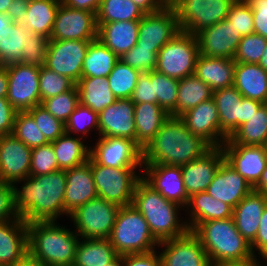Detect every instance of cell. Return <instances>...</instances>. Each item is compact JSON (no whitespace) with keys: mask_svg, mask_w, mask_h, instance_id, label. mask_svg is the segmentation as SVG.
Instances as JSON below:
<instances>
[{"mask_svg":"<svg viewBox=\"0 0 267 266\" xmlns=\"http://www.w3.org/2000/svg\"><path fill=\"white\" fill-rule=\"evenodd\" d=\"M21 188L16 184L22 183ZM14 209L26 223L57 221L64 215L66 175L56 170L46 175L28 176L13 185Z\"/></svg>","mask_w":267,"mask_h":266,"instance_id":"obj_1","label":"cell"},{"mask_svg":"<svg viewBox=\"0 0 267 266\" xmlns=\"http://www.w3.org/2000/svg\"><path fill=\"white\" fill-rule=\"evenodd\" d=\"M210 148L201 137L192 134L179 117L169 116L142 149V164L183 166Z\"/></svg>","mask_w":267,"mask_h":266,"instance_id":"obj_2","label":"cell"},{"mask_svg":"<svg viewBox=\"0 0 267 266\" xmlns=\"http://www.w3.org/2000/svg\"><path fill=\"white\" fill-rule=\"evenodd\" d=\"M57 223H27L28 255L45 266H72L80 237L75 230Z\"/></svg>","mask_w":267,"mask_h":266,"instance_id":"obj_3","label":"cell"},{"mask_svg":"<svg viewBox=\"0 0 267 266\" xmlns=\"http://www.w3.org/2000/svg\"><path fill=\"white\" fill-rule=\"evenodd\" d=\"M132 205L142 214L154 238L160 243L179 238L190 230L186 221L179 216L181 209L177 203L167 200L141 178L134 191Z\"/></svg>","mask_w":267,"mask_h":266,"instance_id":"obj_4","label":"cell"},{"mask_svg":"<svg viewBox=\"0 0 267 266\" xmlns=\"http://www.w3.org/2000/svg\"><path fill=\"white\" fill-rule=\"evenodd\" d=\"M192 233L200 240L211 263L254 258L250 243L237 230L233 218L202 222Z\"/></svg>","mask_w":267,"mask_h":266,"instance_id":"obj_5","label":"cell"},{"mask_svg":"<svg viewBox=\"0 0 267 266\" xmlns=\"http://www.w3.org/2000/svg\"><path fill=\"white\" fill-rule=\"evenodd\" d=\"M109 240L118 256L151 252L159 245L147 221L132 204L118 210Z\"/></svg>","mask_w":267,"mask_h":266,"instance_id":"obj_6","label":"cell"},{"mask_svg":"<svg viewBox=\"0 0 267 266\" xmlns=\"http://www.w3.org/2000/svg\"><path fill=\"white\" fill-rule=\"evenodd\" d=\"M136 168H111L97 164L91 158V169L97 196L120 207L132 204L135 187L142 178Z\"/></svg>","mask_w":267,"mask_h":266,"instance_id":"obj_7","label":"cell"},{"mask_svg":"<svg viewBox=\"0 0 267 266\" xmlns=\"http://www.w3.org/2000/svg\"><path fill=\"white\" fill-rule=\"evenodd\" d=\"M198 56L196 35L180 30L158 51L155 70L180 80L194 74Z\"/></svg>","mask_w":267,"mask_h":266,"instance_id":"obj_8","label":"cell"},{"mask_svg":"<svg viewBox=\"0 0 267 266\" xmlns=\"http://www.w3.org/2000/svg\"><path fill=\"white\" fill-rule=\"evenodd\" d=\"M235 0H172L180 30L196 35L227 18Z\"/></svg>","mask_w":267,"mask_h":266,"instance_id":"obj_9","label":"cell"},{"mask_svg":"<svg viewBox=\"0 0 267 266\" xmlns=\"http://www.w3.org/2000/svg\"><path fill=\"white\" fill-rule=\"evenodd\" d=\"M119 209L120 206L97 197L77 207L68 217L80 238L109 239Z\"/></svg>","mask_w":267,"mask_h":266,"instance_id":"obj_10","label":"cell"},{"mask_svg":"<svg viewBox=\"0 0 267 266\" xmlns=\"http://www.w3.org/2000/svg\"><path fill=\"white\" fill-rule=\"evenodd\" d=\"M40 67L22 63L7 66V100L17 112H25L41 104L39 89Z\"/></svg>","mask_w":267,"mask_h":266,"instance_id":"obj_11","label":"cell"},{"mask_svg":"<svg viewBox=\"0 0 267 266\" xmlns=\"http://www.w3.org/2000/svg\"><path fill=\"white\" fill-rule=\"evenodd\" d=\"M90 42L85 40H49L44 66L77 83L82 78V67Z\"/></svg>","mask_w":267,"mask_h":266,"instance_id":"obj_12","label":"cell"},{"mask_svg":"<svg viewBox=\"0 0 267 266\" xmlns=\"http://www.w3.org/2000/svg\"><path fill=\"white\" fill-rule=\"evenodd\" d=\"M96 14L73 9L61 3L57 9L49 40H85L97 38Z\"/></svg>","mask_w":267,"mask_h":266,"instance_id":"obj_13","label":"cell"},{"mask_svg":"<svg viewBox=\"0 0 267 266\" xmlns=\"http://www.w3.org/2000/svg\"><path fill=\"white\" fill-rule=\"evenodd\" d=\"M90 157L111 168L143 167L142 149L127 138L99 137L95 146H90Z\"/></svg>","mask_w":267,"mask_h":266,"instance_id":"obj_14","label":"cell"},{"mask_svg":"<svg viewBox=\"0 0 267 266\" xmlns=\"http://www.w3.org/2000/svg\"><path fill=\"white\" fill-rule=\"evenodd\" d=\"M179 31L176 13L169 4L160 11L145 14L140 19L137 45L160 50Z\"/></svg>","mask_w":267,"mask_h":266,"instance_id":"obj_15","label":"cell"},{"mask_svg":"<svg viewBox=\"0 0 267 266\" xmlns=\"http://www.w3.org/2000/svg\"><path fill=\"white\" fill-rule=\"evenodd\" d=\"M32 149L13 134L0 137V180L13 185L30 176Z\"/></svg>","mask_w":267,"mask_h":266,"instance_id":"obj_16","label":"cell"},{"mask_svg":"<svg viewBox=\"0 0 267 266\" xmlns=\"http://www.w3.org/2000/svg\"><path fill=\"white\" fill-rule=\"evenodd\" d=\"M199 54L206 57L234 59L241 34L227 20H221L196 34Z\"/></svg>","mask_w":267,"mask_h":266,"instance_id":"obj_17","label":"cell"},{"mask_svg":"<svg viewBox=\"0 0 267 266\" xmlns=\"http://www.w3.org/2000/svg\"><path fill=\"white\" fill-rule=\"evenodd\" d=\"M142 178L167 200L182 208L187 207L189 196L185 190L181 166L142 164Z\"/></svg>","mask_w":267,"mask_h":266,"instance_id":"obj_18","label":"cell"},{"mask_svg":"<svg viewBox=\"0 0 267 266\" xmlns=\"http://www.w3.org/2000/svg\"><path fill=\"white\" fill-rule=\"evenodd\" d=\"M188 130L201 137L211 147H221L227 138L220 131V121L216 103L205 100L179 116Z\"/></svg>","mask_w":267,"mask_h":266,"instance_id":"obj_19","label":"cell"},{"mask_svg":"<svg viewBox=\"0 0 267 266\" xmlns=\"http://www.w3.org/2000/svg\"><path fill=\"white\" fill-rule=\"evenodd\" d=\"M221 148L225 161L253 188L266 168L267 146L223 144Z\"/></svg>","mask_w":267,"mask_h":266,"instance_id":"obj_20","label":"cell"},{"mask_svg":"<svg viewBox=\"0 0 267 266\" xmlns=\"http://www.w3.org/2000/svg\"><path fill=\"white\" fill-rule=\"evenodd\" d=\"M158 247L164 248L159 254L162 266L211 265L200 240L191 231L179 238L160 242Z\"/></svg>","mask_w":267,"mask_h":266,"instance_id":"obj_21","label":"cell"},{"mask_svg":"<svg viewBox=\"0 0 267 266\" xmlns=\"http://www.w3.org/2000/svg\"><path fill=\"white\" fill-rule=\"evenodd\" d=\"M134 113L130 98L117 99L98 114L99 136L127 138L136 143Z\"/></svg>","mask_w":267,"mask_h":266,"instance_id":"obj_22","label":"cell"},{"mask_svg":"<svg viewBox=\"0 0 267 266\" xmlns=\"http://www.w3.org/2000/svg\"><path fill=\"white\" fill-rule=\"evenodd\" d=\"M225 156L221 147H211L201 157L181 166L185 190L192 194L207 191Z\"/></svg>","mask_w":267,"mask_h":266,"instance_id":"obj_23","label":"cell"},{"mask_svg":"<svg viewBox=\"0 0 267 266\" xmlns=\"http://www.w3.org/2000/svg\"><path fill=\"white\" fill-rule=\"evenodd\" d=\"M65 175L64 214L69 216L77 207L98 197L92 175L91 157L87 163L65 170Z\"/></svg>","mask_w":267,"mask_h":266,"instance_id":"obj_24","label":"cell"},{"mask_svg":"<svg viewBox=\"0 0 267 266\" xmlns=\"http://www.w3.org/2000/svg\"><path fill=\"white\" fill-rule=\"evenodd\" d=\"M252 186L225 160L219 166L207 193L213 198L234 207L251 191Z\"/></svg>","mask_w":267,"mask_h":266,"instance_id":"obj_25","label":"cell"},{"mask_svg":"<svg viewBox=\"0 0 267 266\" xmlns=\"http://www.w3.org/2000/svg\"><path fill=\"white\" fill-rule=\"evenodd\" d=\"M28 255L27 223L20 217L0 221V266H11Z\"/></svg>","mask_w":267,"mask_h":266,"instance_id":"obj_26","label":"cell"},{"mask_svg":"<svg viewBox=\"0 0 267 266\" xmlns=\"http://www.w3.org/2000/svg\"><path fill=\"white\" fill-rule=\"evenodd\" d=\"M267 195L252 190L233 209L232 218L240 234L251 244L258 233Z\"/></svg>","mask_w":267,"mask_h":266,"instance_id":"obj_27","label":"cell"},{"mask_svg":"<svg viewBox=\"0 0 267 266\" xmlns=\"http://www.w3.org/2000/svg\"><path fill=\"white\" fill-rule=\"evenodd\" d=\"M139 22L115 21L97 25V38L120 58L137 44Z\"/></svg>","mask_w":267,"mask_h":266,"instance_id":"obj_28","label":"cell"},{"mask_svg":"<svg viewBox=\"0 0 267 266\" xmlns=\"http://www.w3.org/2000/svg\"><path fill=\"white\" fill-rule=\"evenodd\" d=\"M189 220H185L192 232L200 223L212 220L232 218L233 208L213 198L206 191L192 194L187 204Z\"/></svg>","mask_w":267,"mask_h":266,"instance_id":"obj_29","label":"cell"},{"mask_svg":"<svg viewBox=\"0 0 267 266\" xmlns=\"http://www.w3.org/2000/svg\"><path fill=\"white\" fill-rule=\"evenodd\" d=\"M233 86L242 97L267 103V71L254 63H235Z\"/></svg>","mask_w":267,"mask_h":266,"instance_id":"obj_30","label":"cell"},{"mask_svg":"<svg viewBox=\"0 0 267 266\" xmlns=\"http://www.w3.org/2000/svg\"><path fill=\"white\" fill-rule=\"evenodd\" d=\"M234 59L206 57L199 54L194 74L213 91L233 85Z\"/></svg>","mask_w":267,"mask_h":266,"instance_id":"obj_31","label":"cell"},{"mask_svg":"<svg viewBox=\"0 0 267 266\" xmlns=\"http://www.w3.org/2000/svg\"><path fill=\"white\" fill-rule=\"evenodd\" d=\"M242 94L232 85L213 91L220 121V131L228 139L240 127Z\"/></svg>","mask_w":267,"mask_h":266,"instance_id":"obj_32","label":"cell"},{"mask_svg":"<svg viewBox=\"0 0 267 266\" xmlns=\"http://www.w3.org/2000/svg\"><path fill=\"white\" fill-rule=\"evenodd\" d=\"M134 108L136 144L143 149L170 115L158 104L134 103Z\"/></svg>","mask_w":267,"mask_h":266,"instance_id":"obj_33","label":"cell"},{"mask_svg":"<svg viewBox=\"0 0 267 266\" xmlns=\"http://www.w3.org/2000/svg\"><path fill=\"white\" fill-rule=\"evenodd\" d=\"M76 87L79 103L98 114L117 100L109 87L107 77H84L76 83Z\"/></svg>","mask_w":267,"mask_h":266,"instance_id":"obj_34","label":"cell"},{"mask_svg":"<svg viewBox=\"0 0 267 266\" xmlns=\"http://www.w3.org/2000/svg\"><path fill=\"white\" fill-rule=\"evenodd\" d=\"M61 0H29L26 16L22 23L31 33L50 39L55 16Z\"/></svg>","mask_w":267,"mask_h":266,"instance_id":"obj_35","label":"cell"},{"mask_svg":"<svg viewBox=\"0 0 267 266\" xmlns=\"http://www.w3.org/2000/svg\"><path fill=\"white\" fill-rule=\"evenodd\" d=\"M54 149L59 170H68L88 162L90 146L84 144L82 136L64 133L57 140L50 142Z\"/></svg>","mask_w":267,"mask_h":266,"instance_id":"obj_36","label":"cell"},{"mask_svg":"<svg viewBox=\"0 0 267 266\" xmlns=\"http://www.w3.org/2000/svg\"><path fill=\"white\" fill-rule=\"evenodd\" d=\"M224 144L267 146V103L262 104L257 113L238 127Z\"/></svg>","mask_w":267,"mask_h":266,"instance_id":"obj_37","label":"cell"},{"mask_svg":"<svg viewBox=\"0 0 267 266\" xmlns=\"http://www.w3.org/2000/svg\"><path fill=\"white\" fill-rule=\"evenodd\" d=\"M117 256L109 239L80 238L72 266H105Z\"/></svg>","mask_w":267,"mask_h":266,"instance_id":"obj_38","label":"cell"},{"mask_svg":"<svg viewBox=\"0 0 267 266\" xmlns=\"http://www.w3.org/2000/svg\"><path fill=\"white\" fill-rule=\"evenodd\" d=\"M31 34L23 24L14 22L0 31V66L19 63Z\"/></svg>","mask_w":267,"mask_h":266,"instance_id":"obj_39","label":"cell"},{"mask_svg":"<svg viewBox=\"0 0 267 266\" xmlns=\"http://www.w3.org/2000/svg\"><path fill=\"white\" fill-rule=\"evenodd\" d=\"M119 57L98 38L92 40L87 49L83 67L84 77H108Z\"/></svg>","mask_w":267,"mask_h":266,"instance_id":"obj_40","label":"cell"},{"mask_svg":"<svg viewBox=\"0 0 267 266\" xmlns=\"http://www.w3.org/2000/svg\"><path fill=\"white\" fill-rule=\"evenodd\" d=\"M212 97L213 90L195 74L180 79L178 82L177 117Z\"/></svg>","mask_w":267,"mask_h":266,"instance_id":"obj_41","label":"cell"},{"mask_svg":"<svg viewBox=\"0 0 267 266\" xmlns=\"http://www.w3.org/2000/svg\"><path fill=\"white\" fill-rule=\"evenodd\" d=\"M145 13L132 0H102L96 13L97 25L115 21L140 20Z\"/></svg>","mask_w":267,"mask_h":266,"instance_id":"obj_42","label":"cell"},{"mask_svg":"<svg viewBox=\"0 0 267 266\" xmlns=\"http://www.w3.org/2000/svg\"><path fill=\"white\" fill-rule=\"evenodd\" d=\"M150 82L153 84L157 104L170 116L177 117V95L179 80L170 78L156 70L150 71Z\"/></svg>","mask_w":267,"mask_h":266,"instance_id":"obj_43","label":"cell"},{"mask_svg":"<svg viewBox=\"0 0 267 266\" xmlns=\"http://www.w3.org/2000/svg\"><path fill=\"white\" fill-rule=\"evenodd\" d=\"M140 74L139 70L119 60L107 77L109 87L115 97L117 99L131 98Z\"/></svg>","mask_w":267,"mask_h":266,"instance_id":"obj_44","label":"cell"},{"mask_svg":"<svg viewBox=\"0 0 267 266\" xmlns=\"http://www.w3.org/2000/svg\"><path fill=\"white\" fill-rule=\"evenodd\" d=\"M12 134L31 149L49 143L27 111L16 113Z\"/></svg>","mask_w":267,"mask_h":266,"instance_id":"obj_45","label":"cell"},{"mask_svg":"<svg viewBox=\"0 0 267 266\" xmlns=\"http://www.w3.org/2000/svg\"><path fill=\"white\" fill-rule=\"evenodd\" d=\"M78 104L79 94L76 85L71 90L41 101L43 108L64 124Z\"/></svg>","mask_w":267,"mask_h":266,"instance_id":"obj_46","label":"cell"},{"mask_svg":"<svg viewBox=\"0 0 267 266\" xmlns=\"http://www.w3.org/2000/svg\"><path fill=\"white\" fill-rule=\"evenodd\" d=\"M75 85L76 83L69 77H65L61 74H58L57 72L51 71L45 66L40 67V101L71 90Z\"/></svg>","mask_w":267,"mask_h":266,"instance_id":"obj_47","label":"cell"},{"mask_svg":"<svg viewBox=\"0 0 267 266\" xmlns=\"http://www.w3.org/2000/svg\"><path fill=\"white\" fill-rule=\"evenodd\" d=\"M98 119V113L79 103L65 123V133H82V137L88 136L91 129L99 133Z\"/></svg>","mask_w":267,"mask_h":266,"instance_id":"obj_48","label":"cell"},{"mask_svg":"<svg viewBox=\"0 0 267 266\" xmlns=\"http://www.w3.org/2000/svg\"><path fill=\"white\" fill-rule=\"evenodd\" d=\"M266 46L267 39L260 34L253 33L243 36L234 56V61L258 64Z\"/></svg>","mask_w":267,"mask_h":266,"instance_id":"obj_49","label":"cell"},{"mask_svg":"<svg viewBox=\"0 0 267 266\" xmlns=\"http://www.w3.org/2000/svg\"><path fill=\"white\" fill-rule=\"evenodd\" d=\"M158 48L139 47L137 44L119 60L141 73L154 71L157 66Z\"/></svg>","mask_w":267,"mask_h":266,"instance_id":"obj_50","label":"cell"},{"mask_svg":"<svg viewBox=\"0 0 267 266\" xmlns=\"http://www.w3.org/2000/svg\"><path fill=\"white\" fill-rule=\"evenodd\" d=\"M27 112L33 117L39 130L49 143L57 140L65 133V124L48 113L41 104L32 107Z\"/></svg>","mask_w":267,"mask_h":266,"instance_id":"obj_51","label":"cell"},{"mask_svg":"<svg viewBox=\"0 0 267 266\" xmlns=\"http://www.w3.org/2000/svg\"><path fill=\"white\" fill-rule=\"evenodd\" d=\"M59 170L51 143L32 149L30 176L46 175Z\"/></svg>","mask_w":267,"mask_h":266,"instance_id":"obj_52","label":"cell"},{"mask_svg":"<svg viewBox=\"0 0 267 266\" xmlns=\"http://www.w3.org/2000/svg\"><path fill=\"white\" fill-rule=\"evenodd\" d=\"M226 19L242 37L254 33L253 12L245 0H235Z\"/></svg>","mask_w":267,"mask_h":266,"instance_id":"obj_53","label":"cell"},{"mask_svg":"<svg viewBox=\"0 0 267 266\" xmlns=\"http://www.w3.org/2000/svg\"><path fill=\"white\" fill-rule=\"evenodd\" d=\"M48 45L49 38L32 33L28 38L27 49H24L19 63L37 67L44 66Z\"/></svg>","mask_w":267,"mask_h":266,"instance_id":"obj_54","label":"cell"},{"mask_svg":"<svg viewBox=\"0 0 267 266\" xmlns=\"http://www.w3.org/2000/svg\"><path fill=\"white\" fill-rule=\"evenodd\" d=\"M133 103L157 104V97L154 95L153 84L150 82V72H143L138 77V82L131 96Z\"/></svg>","mask_w":267,"mask_h":266,"instance_id":"obj_55","label":"cell"},{"mask_svg":"<svg viewBox=\"0 0 267 266\" xmlns=\"http://www.w3.org/2000/svg\"><path fill=\"white\" fill-rule=\"evenodd\" d=\"M14 209L13 186L0 180V221L17 218Z\"/></svg>","mask_w":267,"mask_h":266,"instance_id":"obj_56","label":"cell"},{"mask_svg":"<svg viewBox=\"0 0 267 266\" xmlns=\"http://www.w3.org/2000/svg\"><path fill=\"white\" fill-rule=\"evenodd\" d=\"M252 9L254 33L267 39V0H245Z\"/></svg>","mask_w":267,"mask_h":266,"instance_id":"obj_57","label":"cell"},{"mask_svg":"<svg viewBox=\"0 0 267 266\" xmlns=\"http://www.w3.org/2000/svg\"><path fill=\"white\" fill-rule=\"evenodd\" d=\"M122 261L123 266H162L161 257L156 250L124 255Z\"/></svg>","mask_w":267,"mask_h":266,"instance_id":"obj_58","label":"cell"},{"mask_svg":"<svg viewBox=\"0 0 267 266\" xmlns=\"http://www.w3.org/2000/svg\"><path fill=\"white\" fill-rule=\"evenodd\" d=\"M250 247L255 258L258 257L256 251H258L261 259L267 256V204L260 219L257 236Z\"/></svg>","mask_w":267,"mask_h":266,"instance_id":"obj_59","label":"cell"},{"mask_svg":"<svg viewBox=\"0 0 267 266\" xmlns=\"http://www.w3.org/2000/svg\"><path fill=\"white\" fill-rule=\"evenodd\" d=\"M16 113L7 98H0V137L12 134Z\"/></svg>","mask_w":267,"mask_h":266,"instance_id":"obj_60","label":"cell"},{"mask_svg":"<svg viewBox=\"0 0 267 266\" xmlns=\"http://www.w3.org/2000/svg\"><path fill=\"white\" fill-rule=\"evenodd\" d=\"M28 3L29 0H12L7 15L14 23L22 24L24 22Z\"/></svg>","mask_w":267,"mask_h":266,"instance_id":"obj_61","label":"cell"},{"mask_svg":"<svg viewBox=\"0 0 267 266\" xmlns=\"http://www.w3.org/2000/svg\"><path fill=\"white\" fill-rule=\"evenodd\" d=\"M263 103L248 99V98H241V111H240V126L245 122L249 121V118L257 113V110Z\"/></svg>","mask_w":267,"mask_h":266,"instance_id":"obj_62","label":"cell"},{"mask_svg":"<svg viewBox=\"0 0 267 266\" xmlns=\"http://www.w3.org/2000/svg\"><path fill=\"white\" fill-rule=\"evenodd\" d=\"M102 0H61V3L73 9L97 13Z\"/></svg>","mask_w":267,"mask_h":266,"instance_id":"obj_63","label":"cell"},{"mask_svg":"<svg viewBox=\"0 0 267 266\" xmlns=\"http://www.w3.org/2000/svg\"><path fill=\"white\" fill-rule=\"evenodd\" d=\"M135 5L145 14L155 13L162 10L169 2L167 0H132Z\"/></svg>","mask_w":267,"mask_h":266,"instance_id":"obj_64","label":"cell"},{"mask_svg":"<svg viewBox=\"0 0 267 266\" xmlns=\"http://www.w3.org/2000/svg\"><path fill=\"white\" fill-rule=\"evenodd\" d=\"M258 258L246 259L243 261H226V262H213L210 266H262L263 261Z\"/></svg>","mask_w":267,"mask_h":266,"instance_id":"obj_65","label":"cell"},{"mask_svg":"<svg viewBox=\"0 0 267 266\" xmlns=\"http://www.w3.org/2000/svg\"><path fill=\"white\" fill-rule=\"evenodd\" d=\"M8 93L7 66H0V98H6Z\"/></svg>","mask_w":267,"mask_h":266,"instance_id":"obj_66","label":"cell"},{"mask_svg":"<svg viewBox=\"0 0 267 266\" xmlns=\"http://www.w3.org/2000/svg\"><path fill=\"white\" fill-rule=\"evenodd\" d=\"M253 190L267 195V165L261 174L259 182L253 187Z\"/></svg>","mask_w":267,"mask_h":266,"instance_id":"obj_67","label":"cell"},{"mask_svg":"<svg viewBox=\"0 0 267 266\" xmlns=\"http://www.w3.org/2000/svg\"><path fill=\"white\" fill-rule=\"evenodd\" d=\"M11 266H45L42 263H39L37 260H34L29 255H27L22 261L17 262Z\"/></svg>","mask_w":267,"mask_h":266,"instance_id":"obj_68","label":"cell"},{"mask_svg":"<svg viewBox=\"0 0 267 266\" xmlns=\"http://www.w3.org/2000/svg\"><path fill=\"white\" fill-rule=\"evenodd\" d=\"M13 21L9 18L7 14L0 13V31L9 27Z\"/></svg>","mask_w":267,"mask_h":266,"instance_id":"obj_69","label":"cell"},{"mask_svg":"<svg viewBox=\"0 0 267 266\" xmlns=\"http://www.w3.org/2000/svg\"><path fill=\"white\" fill-rule=\"evenodd\" d=\"M11 3L12 0H0V13L7 14L8 7Z\"/></svg>","mask_w":267,"mask_h":266,"instance_id":"obj_70","label":"cell"},{"mask_svg":"<svg viewBox=\"0 0 267 266\" xmlns=\"http://www.w3.org/2000/svg\"><path fill=\"white\" fill-rule=\"evenodd\" d=\"M258 65L267 71V46L265 47V51L262 57L260 58Z\"/></svg>","mask_w":267,"mask_h":266,"instance_id":"obj_71","label":"cell"},{"mask_svg":"<svg viewBox=\"0 0 267 266\" xmlns=\"http://www.w3.org/2000/svg\"><path fill=\"white\" fill-rule=\"evenodd\" d=\"M105 266H123L122 256H117L111 263Z\"/></svg>","mask_w":267,"mask_h":266,"instance_id":"obj_72","label":"cell"},{"mask_svg":"<svg viewBox=\"0 0 267 266\" xmlns=\"http://www.w3.org/2000/svg\"><path fill=\"white\" fill-rule=\"evenodd\" d=\"M264 259H265V261H266V263H267V256L263 258V261H264ZM266 266H267V265H266Z\"/></svg>","mask_w":267,"mask_h":266,"instance_id":"obj_73","label":"cell"}]
</instances>
